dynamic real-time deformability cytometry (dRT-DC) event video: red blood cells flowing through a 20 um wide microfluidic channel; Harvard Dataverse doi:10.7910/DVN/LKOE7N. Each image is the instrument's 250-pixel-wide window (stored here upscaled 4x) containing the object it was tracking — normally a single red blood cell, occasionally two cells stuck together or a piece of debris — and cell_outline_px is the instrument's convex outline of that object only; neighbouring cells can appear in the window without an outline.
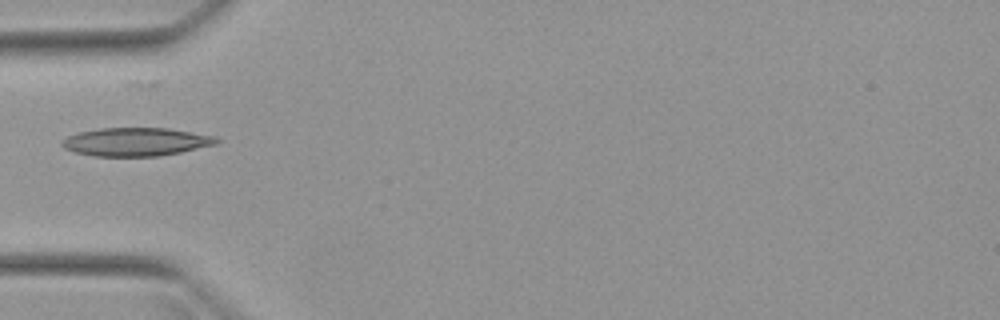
{"species": "Egyptian fruit bat (a non-hibernating species)", "species_latin": "Rousettus aegyptiacus", "temperature_condition": "warm", "stored_images_in_passage": 2, "camera_frame_rate_fps": 3000, "um_per_image_px": 0.085, "animal": {"sex": "female"}, "frame": {"image": 1, "passage_image": 2, "time_ms": 1.333, "image_size_px": [1000, 320], "cell_outline_px": [[220, 140], [216, 144], [180, 152], [160, 156], [96, 156], [76, 152], [64, 148], [60, 144], [60, 140], [68, 136], [80, 132], [100, 128], [168, 128], [216, 136]], "centroid_in_image_um": [11.55, 12.05], "position_along_channel_um": 73.4, "area_um2": 25.43}}